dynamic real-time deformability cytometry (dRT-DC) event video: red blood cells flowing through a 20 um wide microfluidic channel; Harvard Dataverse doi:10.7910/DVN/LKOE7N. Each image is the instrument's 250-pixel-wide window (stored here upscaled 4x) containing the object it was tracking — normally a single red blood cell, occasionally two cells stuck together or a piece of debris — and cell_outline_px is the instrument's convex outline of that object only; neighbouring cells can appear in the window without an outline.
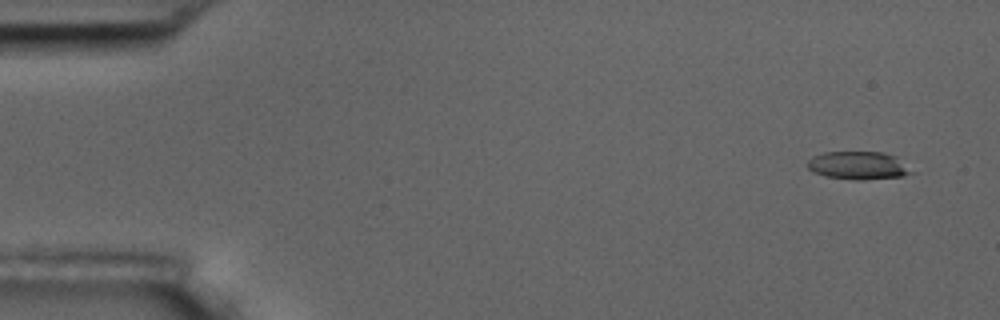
{"species": "common noctule bat (a hibernating species)", "species_latin": "Nyctalus noctula", "temperature_condition": "room temperature", "stored_images_in_passage": 5, "camera_frame_rate_fps": 3000, "um_per_image_px": 0.085, "animal": {"sex": "male", "body_mass_g": 17.5, "forearm_length_mm": 52.3}, "frame": {"image": 1, "passage_image": 1, "time_ms": 0.0, "image_size_px": [1000, 320], "cell_outline_px": [[916, 172], [904, 176], [864, 180], [856, 180], [824, 176], [812, 172], [808, 168], [808, 160], [812, 156], [824, 152], [884, 152], [896, 156]], "centroid_in_image_um": [72.98, 14.07], "position_along_channel_um": 12.0, "area_um2": 17.22}}
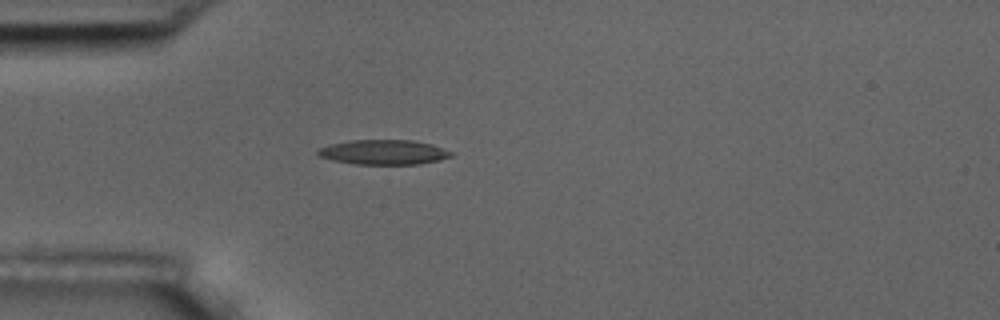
{"frame": {"image": 2, "passage_image": 5, "time_ms": 4.333, "image_size_px": [1000, 320], "cell_outline_px": [[452, 156], [440, 160], [420, 164], [356, 164], [332, 160], [320, 156], [316, 152], [316, 148], [328, 144], [348, 140], [412, 140], [432, 144], [452, 152]], "centroid_in_image_um": [32.57, 12.93], "position_along_channel_um": 52.4, "area_um2": 19.36}}